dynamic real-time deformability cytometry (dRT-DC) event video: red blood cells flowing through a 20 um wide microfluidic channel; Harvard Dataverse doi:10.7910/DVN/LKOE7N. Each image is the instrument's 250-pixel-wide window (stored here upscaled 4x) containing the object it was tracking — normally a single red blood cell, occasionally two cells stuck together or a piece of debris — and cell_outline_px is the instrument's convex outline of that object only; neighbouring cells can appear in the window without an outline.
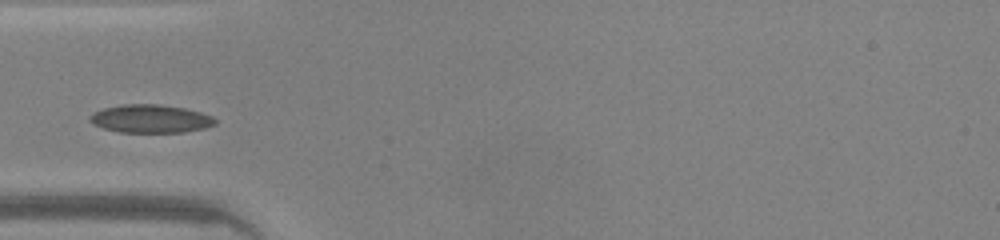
{"species": "common noctule bat (a hibernating species)", "species_latin": "Nyctalus noctula", "temperature_condition": "warm", "stored_images_in_passage": 34, "camera_frame_rate_fps": 3000, "um_per_image_px": 0.085, "animal": {"sex": "male", "body_mass_g": 20.0, "forearm_length_mm": 53.3}, "frame": {"image": 1, "passage_image": 1, "time_ms": 0.0, "image_size_px": [1000, 240], "cell_outline_px": [[216, 124], [204, 128], [184, 132], [120, 132], [104, 128], [92, 124], [88, 120], [88, 116], [104, 108], [124, 104], [160, 104], [184, 108], [200, 112], [212, 116], [216, 120]], "centroid_in_image_um": [12.79, 10.09], "position_along_channel_um": 72.2, "area_um2": 20.52}}
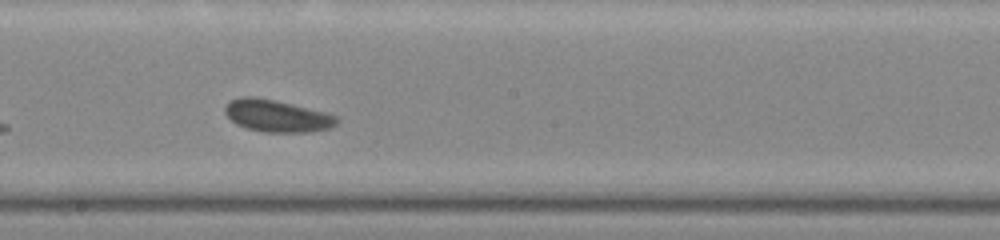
{"frame": {"image": 2, "passage_image": 12, "time_ms": 3.667, "image_size_px": [1000, 240], "cell_outline_px": [[340, 120], [332, 128], [308, 132], [264, 132], [248, 128], [236, 124], [224, 112], [224, 108], [232, 100], [240, 96], [256, 96], [276, 100], [328, 112], [340, 116]], "centroid_in_image_um": [23.61, 9.84], "position_along_channel_um": 224.6, "area_um2": 21.21}}
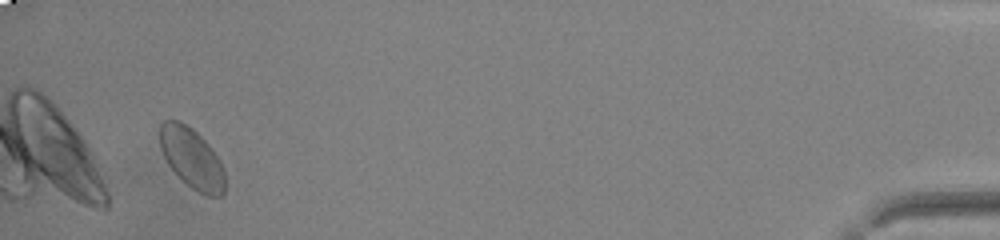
{"frame": {"image": 3, "passage_image": 32, "time_ms": 10.333, "image_size_px": [1000, 240], "cell_outline_px": [[224, 192], [220, 196], [208, 196], [192, 188], [168, 164], [160, 148], [160, 124], [164, 120], [180, 120], [192, 128], [208, 144], [220, 160], [224, 172]], "centroid_in_image_um": [16.3, 13.42], "position_along_channel_um": 418.9, "area_um2": 22.48}}